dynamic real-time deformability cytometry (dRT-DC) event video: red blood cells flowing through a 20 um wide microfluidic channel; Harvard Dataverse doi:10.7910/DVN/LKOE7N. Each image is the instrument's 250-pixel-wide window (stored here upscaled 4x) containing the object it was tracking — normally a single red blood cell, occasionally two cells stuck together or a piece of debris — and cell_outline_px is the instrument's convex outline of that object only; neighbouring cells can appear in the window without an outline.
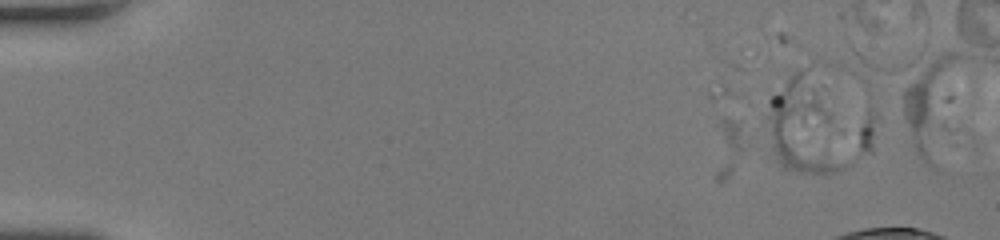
{"species": "human", "species_latin": "Homo sapiens", "temperature_condition": "room temperature", "stored_images_in_passage": 2, "camera_frame_rate_fps": 3000, "um_per_image_px": 0.085, "donor": {"sex": "female"}, "frame": {"image": 1, "passage_image": 2, "time_ms": 0.333, "image_size_px": [1000, 240], "cell_outline_px": [[852, 164], [844, 168], [832, 172], [808, 172], [784, 168], [780, 164], [756, 104], [792, 72], [816, 60], [824, 60], [840, 64], [852, 160]], "centroid_in_image_um": [68.77, 10.14], "position_along_channel_um": 16.2, "area_um2": 56.99}}